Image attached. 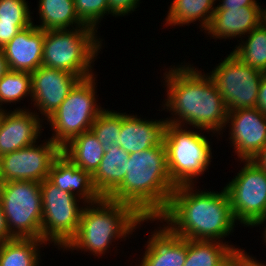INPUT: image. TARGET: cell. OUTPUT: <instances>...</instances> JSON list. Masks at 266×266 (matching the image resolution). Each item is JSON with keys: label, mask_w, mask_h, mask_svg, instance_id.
Returning a JSON list of instances; mask_svg holds the SVG:
<instances>
[{"label": "cell", "mask_w": 266, "mask_h": 266, "mask_svg": "<svg viewBox=\"0 0 266 266\" xmlns=\"http://www.w3.org/2000/svg\"><path fill=\"white\" fill-rule=\"evenodd\" d=\"M169 69L163 74L167 99L162 110H169L171 117L165 120L183 127L190 125L207 134L212 132L218 138L227 128L228 110L212 78L190 63L171 65Z\"/></svg>", "instance_id": "1"}, {"label": "cell", "mask_w": 266, "mask_h": 266, "mask_svg": "<svg viewBox=\"0 0 266 266\" xmlns=\"http://www.w3.org/2000/svg\"><path fill=\"white\" fill-rule=\"evenodd\" d=\"M154 221L184 239L221 242L234 232L235 223L238 225L225 188L209 192L195 185L175 187L165 211Z\"/></svg>", "instance_id": "2"}, {"label": "cell", "mask_w": 266, "mask_h": 266, "mask_svg": "<svg viewBox=\"0 0 266 266\" xmlns=\"http://www.w3.org/2000/svg\"><path fill=\"white\" fill-rule=\"evenodd\" d=\"M175 187L168 173L166 148L154 146L130 154L125 178L108 198L132 206L144 219H157Z\"/></svg>", "instance_id": "3"}, {"label": "cell", "mask_w": 266, "mask_h": 266, "mask_svg": "<svg viewBox=\"0 0 266 266\" xmlns=\"http://www.w3.org/2000/svg\"><path fill=\"white\" fill-rule=\"evenodd\" d=\"M146 221L152 219H144L132 206L101 197L96 202L85 203L77 232L62 250H81L100 258L110 250L112 242L119 238L127 240V236L129 239Z\"/></svg>", "instance_id": "4"}, {"label": "cell", "mask_w": 266, "mask_h": 266, "mask_svg": "<svg viewBox=\"0 0 266 266\" xmlns=\"http://www.w3.org/2000/svg\"><path fill=\"white\" fill-rule=\"evenodd\" d=\"M98 31L82 26L45 30L42 66L67 71L85 79L93 76V63L102 49Z\"/></svg>", "instance_id": "5"}, {"label": "cell", "mask_w": 266, "mask_h": 266, "mask_svg": "<svg viewBox=\"0 0 266 266\" xmlns=\"http://www.w3.org/2000/svg\"><path fill=\"white\" fill-rule=\"evenodd\" d=\"M188 129L170 123L166 128L167 168L176 187L195 185L199 176L208 170L213 157L210 141L201 129L198 132Z\"/></svg>", "instance_id": "6"}, {"label": "cell", "mask_w": 266, "mask_h": 266, "mask_svg": "<svg viewBox=\"0 0 266 266\" xmlns=\"http://www.w3.org/2000/svg\"><path fill=\"white\" fill-rule=\"evenodd\" d=\"M95 76L80 79L46 120L53 132L50 139L60 148L76 136L90 131L95 119L104 110L97 104Z\"/></svg>", "instance_id": "7"}, {"label": "cell", "mask_w": 266, "mask_h": 266, "mask_svg": "<svg viewBox=\"0 0 266 266\" xmlns=\"http://www.w3.org/2000/svg\"><path fill=\"white\" fill-rule=\"evenodd\" d=\"M0 205L12 238L42 240V195L40 183H0Z\"/></svg>", "instance_id": "8"}, {"label": "cell", "mask_w": 266, "mask_h": 266, "mask_svg": "<svg viewBox=\"0 0 266 266\" xmlns=\"http://www.w3.org/2000/svg\"><path fill=\"white\" fill-rule=\"evenodd\" d=\"M40 189L42 240L62 249L76 234L84 206H79V197L59 189L48 179L40 183Z\"/></svg>", "instance_id": "9"}, {"label": "cell", "mask_w": 266, "mask_h": 266, "mask_svg": "<svg viewBox=\"0 0 266 266\" xmlns=\"http://www.w3.org/2000/svg\"><path fill=\"white\" fill-rule=\"evenodd\" d=\"M243 167L224 187L235 221L256 227L266 216V174L252 160H241Z\"/></svg>", "instance_id": "10"}, {"label": "cell", "mask_w": 266, "mask_h": 266, "mask_svg": "<svg viewBox=\"0 0 266 266\" xmlns=\"http://www.w3.org/2000/svg\"><path fill=\"white\" fill-rule=\"evenodd\" d=\"M228 111L256 108L261 71L242 63L232 52L210 73Z\"/></svg>", "instance_id": "11"}, {"label": "cell", "mask_w": 266, "mask_h": 266, "mask_svg": "<svg viewBox=\"0 0 266 266\" xmlns=\"http://www.w3.org/2000/svg\"><path fill=\"white\" fill-rule=\"evenodd\" d=\"M21 148L0 157V183L7 181H34L48 179L54 160L61 148L49 137L41 143Z\"/></svg>", "instance_id": "12"}, {"label": "cell", "mask_w": 266, "mask_h": 266, "mask_svg": "<svg viewBox=\"0 0 266 266\" xmlns=\"http://www.w3.org/2000/svg\"><path fill=\"white\" fill-rule=\"evenodd\" d=\"M226 126L239 160H252L266 144V116L257 108L228 111Z\"/></svg>", "instance_id": "13"}, {"label": "cell", "mask_w": 266, "mask_h": 266, "mask_svg": "<svg viewBox=\"0 0 266 266\" xmlns=\"http://www.w3.org/2000/svg\"><path fill=\"white\" fill-rule=\"evenodd\" d=\"M80 78L67 71L40 66L31 73L34 108L47 120L66 99ZM45 117V118H44Z\"/></svg>", "instance_id": "14"}, {"label": "cell", "mask_w": 266, "mask_h": 266, "mask_svg": "<svg viewBox=\"0 0 266 266\" xmlns=\"http://www.w3.org/2000/svg\"><path fill=\"white\" fill-rule=\"evenodd\" d=\"M39 117L29 108L3 110L0 116V157L37 142L43 132L41 123L44 122Z\"/></svg>", "instance_id": "15"}, {"label": "cell", "mask_w": 266, "mask_h": 266, "mask_svg": "<svg viewBox=\"0 0 266 266\" xmlns=\"http://www.w3.org/2000/svg\"><path fill=\"white\" fill-rule=\"evenodd\" d=\"M168 122L164 119L146 120L137 115L122 112V127L118 146L129 154L151 147H165Z\"/></svg>", "instance_id": "16"}, {"label": "cell", "mask_w": 266, "mask_h": 266, "mask_svg": "<svg viewBox=\"0 0 266 266\" xmlns=\"http://www.w3.org/2000/svg\"><path fill=\"white\" fill-rule=\"evenodd\" d=\"M45 30L34 24L20 30L1 50L12 71L32 73L42 66Z\"/></svg>", "instance_id": "17"}, {"label": "cell", "mask_w": 266, "mask_h": 266, "mask_svg": "<svg viewBox=\"0 0 266 266\" xmlns=\"http://www.w3.org/2000/svg\"><path fill=\"white\" fill-rule=\"evenodd\" d=\"M263 22L262 7L214 10L209 27L204 31L212 39H231L247 35Z\"/></svg>", "instance_id": "18"}, {"label": "cell", "mask_w": 266, "mask_h": 266, "mask_svg": "<svg viewBox=\"0 0 266 266\" xmlns=\"http://www.w3.org/2000/svg\"><path fill=\"white\" fill-rule=\"evenodd\" d=\"M163 226V227H161ZM151 232L140 265L184 266L187 257V239L171 233L164 225Z\"/></svg>", "instance_id": "19"}, {"label": "cell", "mask_w": 266, "mask_h": 266, "mask_svg": "<svg viewBox=\"0 0 266 266\" xmlns=\"http://www.w3.org/2000/svg\"><path fill=\"white\" fill-rule=\"evenodd\" d=\"M48 180L59 189L70 192L85 203L98 201L101 196L94 188L92 175L72 163L62 153L54 160Z\"/></svg>", "instance_id": "20"}, {"label": "cell", "mask_w": 266, "mask_h": 266, "mask_svg": "<svg viewBox=\"0 0 266 266\" xmlns=\"http://www.w3.org/2000/svg\"><path fill=\"white\" fill-rule=\"evenodd\" d=\"M244 254H247L244 249L235 247L228 241L187 239L184 266H233Z\"/></svg>", "instance_id": "21"}, {"label": "cell", "mask_w": 266, "mask_h": 266, "mask_svg": "<svg viewBox=\"0 0 266 266\" xmlns=\"http://www.w3.org/2000/svg\"><path fill=\"white\" fill-rule=\"evenodd\" d=\"M130 154L117 144L104 151L99 168L92 175L94 188L101 197H108L124 180Z\"/></svg>", "instance_id": "22"}, {"label": "cell", "mask_w": 266, "mask_h": 266, "mask_svg": "<svg viewBox=\"0 0 266 266\" xmlns=\"http://www.w3.org/2000/svg\"><path fill=\"white\" fill-rule=\"evenodd\" d=\"M104 151L91 130L76 136L61 148L64 156L91 175L99 168Z\"/></svg>", "instance_id": "23"}, {"label": "cell", "mask_w": 266, "mask_h": 266, "mask_svg": "<svg viewBox=\"0 0 266 266\" xmlns=\"http://www.w3.org/2000/svg\"><path fill=\"white\" fill-rule=\"evenodd\" d=\"M217 0H173L167 12L166 26H189L200 21V27L206 30L209 27Z\"/></svg>", "instance_id": "24"}, {"label": "cell", "mask_w": 266, "mask_h": 266, "mask_svg": "<svg viewBox=\"0 0 266 266\" xmlns=\"http://www.w3.org/2000/svg\"><path fill=\"white\" fill-rule=\"evenodd\" d=\"M38 3L41 22L35 26L39 29L60 30L85 26L76 14L74 0H39Z\"/></svg>", "instance_id": "25"}, {"label": "cell", "mask_w": 266, "mask_h": 266, "mask_svg": "<svg viewBox=\"0 0 266 266\" xmlns=\"http://www.w3.org/2000/svg\"><path fill=\"white\" fill-rule=\"evenodd\" d=\"M44 240L12 238L0 243V266H39Z\"/></svg>", "instance_id": "26"}, {"label": "cell", "mask_w": 266, "mask_h": 266, "mask_svg": "<svg viewBox=\"0 0 266 266\" xmlns=\"http://www.w3.org/2000/svg\"><path fill=\"white\" fill-rule=\"evenodd\" d=\"M249 34V35H248ZM236 45L232 53L244 64L263 71L266 69V25L262 22ZM245 40V41H244Z\"/></svg>", "instance_id": "27"}, {"label": "cell", "mask_w": 266, "mask_h": 266, "mask_svg": "<svg viewBox=\"0 0 266 266\" xmlns=\"http://www.w3.org/2000/svg\"><path fill=\"white\" fill-rule=\"evenodd\" d=\"M32 98L31 73L9 70L0 79V108L3 104L21 102L25 97Z\"/></svg>", "instance_id": "28"}, {"label": "cell", "mask_w": 266, "mask_h": 266, "mask_svg": "<svg viewBox=\"0 0 266 266\" xmlns=\"http://www.w3.org/2000/svg\"><path fill=\"white\" fill-rule=\"evenodd\" d=\"M121 127L122 113L104 108L91 126V131L106 150L113 144L118 145Z\"/></svg>", "instance_id": "29"}, {"label": "cell", "mask_w": 266, "mask_h": 266, "mask_svg": "<svg viewBox=\"0 0 266 266\" xmlns=\"http://www.w3.org/2000/svg\"><path fill=\"white\" fill-rule=\"evenodd\" d=\"M74 7L80 21L96 31L102 18L106 14L112 15L108 0H74Z\"/></svg>", "instance_id": "30"}, {"label": "cell", "mask_w": 266, "mask_h": 266, "mask_svg": "<svg viewBox=\"0 0 266 266\" xmlns=\"http://www.w3.org/2000/svg\"><path fill=\"white\" fill-rule=\"evenodd\" d=\"M26 0H0V22L32 25L33 18Z\"/></svg>", "instance_id": "31"}, {"label": "cell", "mask_w": 266, "mask_h": 266, "mask_svg": "<svg viewBox=\"0 0 266 266\" xmlns=\"http://www.w3.org/2000/svg\"><path fill=\"white\" fill-rule=\"evenodd\" d=\"M141 0H108L109 10L112 16L123 17L136 11Z\"/></svg>", "instance_id": "32"}, {"label": "cell", "mask_w": 266, "mask_h": 266, "mask_svg": "<svg viewBox=\"0 0 266 266\" xmlns=\"http://www.w3.org/2000/svg\"><path fill=\"white\" fill-rule=\"evenodd\" d=\"M30 25H13V23L0 22V49H2L22 29Z\"/></svg>", "instance_id": "33"}, {"label": "cell", "mask_w": 266, "mask_h": 266, "mask_svg": "<svg viewBox=\"0 0 266 266\" xmlns=\"http://www.w3.org/2000/svg\"><path fill=\"white\" fill-rule=\"evenodd\" d=\"M220 1V0H218ZM256 0H221L215 10H227L241 7H261Z\"/></svg>", "instance_id": "34"}, {"label": "cell", "mask_w": 266, "mask_h": 266, "mask_svg": "<svg viewBox=\"0 0 266 266\" xmlns=\"http://www.w3.org/2000/svg\"><path fill=\"white\" fill-rule=\"evenodd\" d=\"M256 108L266 116V83L263 80L260 83Z\"/></svg>", "instance_id": "35"}, {"label": "cell", "mask_w": 266, "mask_h": 266, "mask_svg": "<svg viewBox=\"0 0 266 266\" xmlns=\"http://www.w3.org/2000/svg\"><path fill=\"white\" fill-rule=\"evenodd\" d=\"M12 239L8 232V228L6 225V220L2 212V208L0 205V243H2L5 240Z\"/></svg>", "instance_id": "36"}, {"label": "cell", "mask_w": 266, "mask_h": 266, "mask_svg": "<svg viewBox=\"0 0 266 266\" xmlns=\"http://www.w3.org/2000/svg\"><path fill=\"white\" fill-rule=\"evenodd\" d=\"M252 161L257 164L266 174V144L265 146L256 154Z\"/></svg>", "instance_id": "37"}, {"label": "cell", "mask_w": 266, "mask_h": 266, "mask_svg": "<svg viewBox=\"0 0 266 266\" xmlns=\"http://www.w3.org/2000/svg\"><path fill=\"white\" fill-rule=\"evenodd\" d=\"M233 266H259L248 254L241 255Z\"/></svg>", "instance_id": "38"}, {"label": "cell", "mask_w": 266, "mask_h": 266, "mask_svg": "<svg viewBox=\"0 0 266 266\" xmlns=\"http://www.w3.org/2000/svg\"><path fill=\"white\" fill-rule=\"evenodd\" d=\"M8 63L4 57L3 51L0 49V79L9 71Z\"/></svg>", "instance_id": "39"}, {"label": "cell", "mask_w": 266, "mask_h": 266, "mask_svg": "<svg viewBox=\"0 0 266 266\" xmlns=\"http://www.w3.org/2000/svg\"><path fill=\"white\" fill-rule=\"evenodd\" d=\"M266 223V216L259 222V224L257 225V227L258 226H260V225H263V224H265ZM264 233V234H263ZM263 233H262V235H263V238L264 239H262V240H264V243L266 244V225H265V227H264V231H263Z\"/></svg>", "instance_id": "40"}, {"label": "cell", "mask_w": 266, "mask_h": 266, "mask_svg": "<svg viewBox=\"0 0 266 266\" xmlns=\"http://www.w3.org/2000/svg\"><path fill=\"white\" fill-rule=\"evenodd\" d=\"M259 266H266V264H264V263H260V261L259 260H257L256 258H254V257H252V255L250 256ZM259 261V262H258Z\"/></svg>", "instance_id": "41"}, {"label": "cell", "mask_w": 266, "mask_h": 266, "mask_svg": "<svg viewBox=\"0 0 266 266\" xmlns=\"http://www.w3.org/2000/svg\"><path fill=\"white\" fill-rule=\"evenodd\" d=\"M262 80L266 83V69H264L262 72Z\"/></svg>", "instance_id": "42"}, {"label": "cell", "mask_w": 266, "mask_h": 266, "mask_svg": "<svg viewBox=\"0 0 266 266\" xmlns=\"http://www.w3.org/2000/svg\"><path fill=\"white\" fill-rule=\"evenodd\" d=\"M263 22L266 25V8L263 9Z\"/></svg>", "instance_id": "43"}]
</instances>
